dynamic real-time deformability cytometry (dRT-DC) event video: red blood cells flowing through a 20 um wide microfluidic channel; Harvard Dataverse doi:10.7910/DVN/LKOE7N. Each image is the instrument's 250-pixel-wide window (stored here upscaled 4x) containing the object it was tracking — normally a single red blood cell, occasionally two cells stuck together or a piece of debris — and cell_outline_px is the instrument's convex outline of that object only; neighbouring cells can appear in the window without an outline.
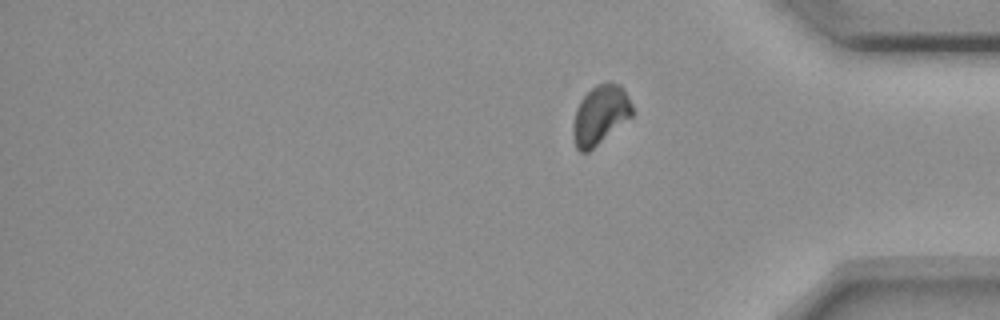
{"species": "common noctule bat (a hibernating species)", "species_latin": "Nyctalus noctula", "temperature_condition": "room temperature", "stored_images_in_passage": 16, "segment_of_instrument_passage": [2, 2], "camera_frame_rate_fps": 3000, "um_per_image_px": 0.085, "animal": {"sex": "female", "body_mass_g": 18.4}, "frame": {"image": 1, "passage_image": 16, "time_ms": 19.0, "image_size_px": [1000, 320], "cell_outline_px": [[632, 116], [588, 152], [580, 152], [576, 148], [572, 136], [572, 124], [576, 108], [580, 100], [596, 84], [608, 80], [612, 80], [620, 84], [624, 88], [632, 104]], "centroid_in_image_um": [51.01, 9.73], "position_along_channel_um": 384.2, "area_um2": 20.63}}